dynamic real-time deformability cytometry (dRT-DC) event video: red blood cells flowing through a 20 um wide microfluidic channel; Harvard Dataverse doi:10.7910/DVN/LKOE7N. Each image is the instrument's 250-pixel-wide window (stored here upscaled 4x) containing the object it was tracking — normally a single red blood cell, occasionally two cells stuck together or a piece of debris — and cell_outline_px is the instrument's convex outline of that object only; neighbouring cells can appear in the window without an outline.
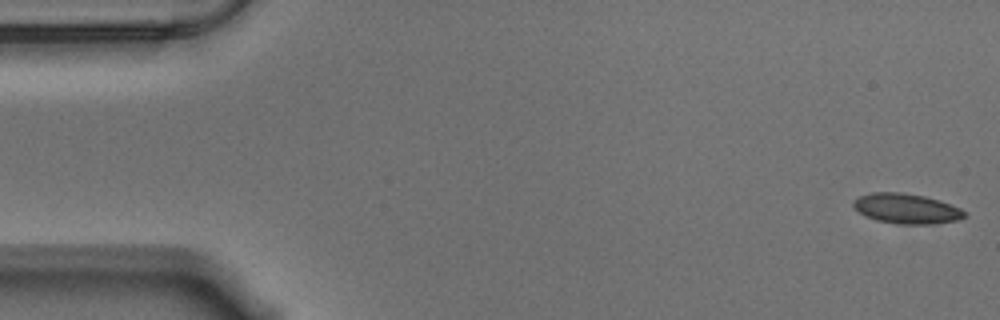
{"species": "Egyptian fruit bat (a non-hibernating species)", "species_latin": "Rousettus aegyptiacus", "temperature_condition": "warm", "stored_images_in_passage": 56, "camera_frame_rate_fps": 3000, "um_per_image_px": 0.085, "animal": {"sex": "male"}, "frame": {"image": 1, "passage_image": 1, "time_ms": 0.0, "image_size_px": [1000, 320], "cell_outline_px": [[968, 212], [960, 220], [932, 224], [900, 224], [876, 220], [864, 216], [852, 204], [852, 200], [860, 196], [872, 192], [900, 192], [924, 196], [940, 200], [960, 208]], "centroid_in_image_um": [77.06, 17.73], "position_along_channel_um": 7.9, "area_um2": 19.54}}
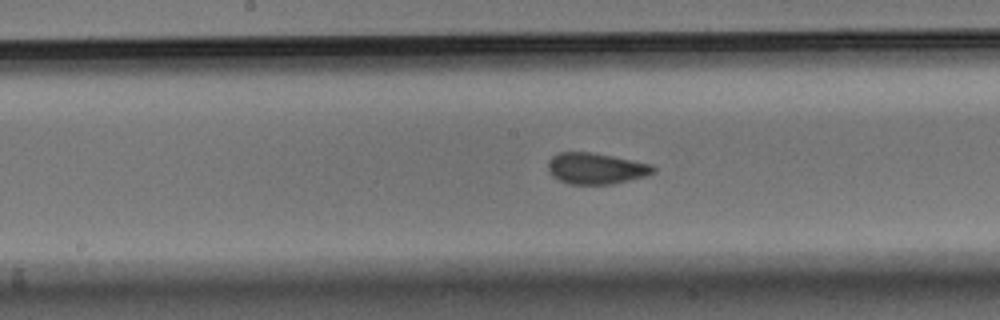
{"frame": {"image": 2, "passage_image": 28, "time_ms": 9.0, "image_size_px": [1000, 320], "cell_outline_px": [[656, 172], [644, 176], [612, 184], [568, 184], [552, 176], [548, 172], [548, 160], [552, 156], [560, 152], [592, 152], [652, 164], [656, 168]], "centroid_in_image_um": [50.64, 14.31], "position_along_channel_um": 197.6, "area_um2": 19.13}}
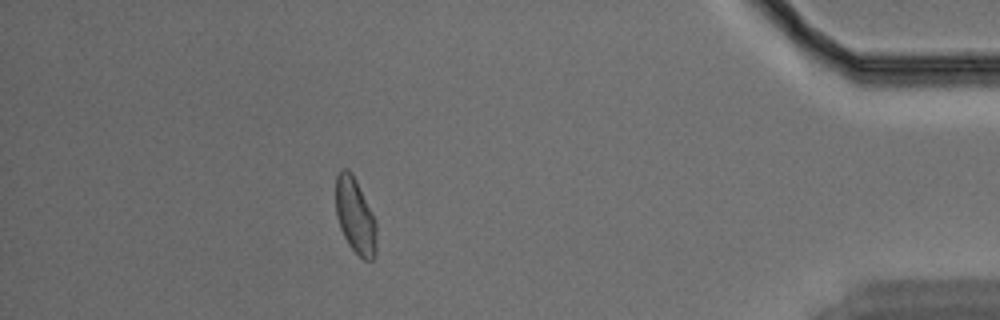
{"frame": {"image": 3, "passage_image": 50, "time_ms": 16.333, "image_size_px": [1000, 320], "cell_outline_px": [[376, 256], [372, 260], [364, 260], [348, 244], [340, 228], [336, 216], [336, 176], [340, 168], [348, 168], [352, 172], [376, 220]], "centroid_in_image_um": [30.19, 18.33], "position_along_channel_um": 405.0, "area_um2": 18.09}, "authors_computed_cell_mechanics": {"area_um2": 18.8717, "velocity_mm_per_s": 3.5189, "shape_relaxation_time_tau1_ms": 8.0828, "shape_relaxation_time_tau2_ms": null, "deformation_change_tau1": 0.1629, "deformation_change_tau2": null}}